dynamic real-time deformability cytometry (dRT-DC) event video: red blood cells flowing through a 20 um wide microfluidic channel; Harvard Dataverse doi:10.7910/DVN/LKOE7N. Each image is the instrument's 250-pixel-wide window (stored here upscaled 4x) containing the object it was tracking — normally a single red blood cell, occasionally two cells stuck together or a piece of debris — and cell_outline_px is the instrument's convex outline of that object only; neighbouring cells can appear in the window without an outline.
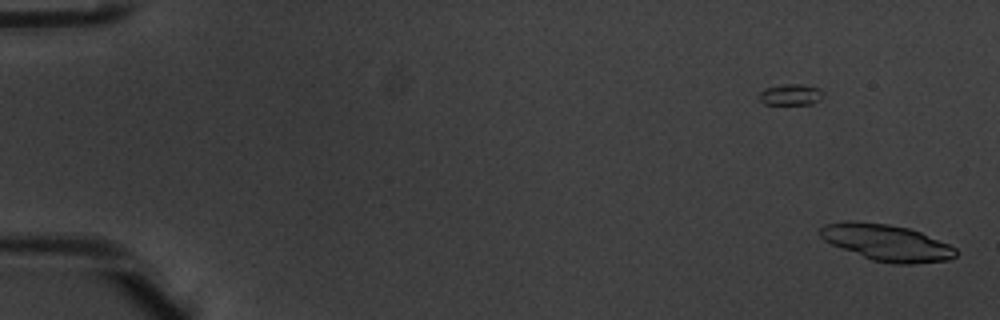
{"species": "common noctule bat (a hibernating species)", "species_latin": "Nyctalus noctula", "temperature_condition": "warm", "stored_images_in_passage": 31, "camera_frame_rate_fps": 3000, "um_per_image_px": 0.085, "animal": {"sex": "male", "body_mass_g": 20.1, "forearm_length_mm": 53.5}, "frame": {"image": 1, "passage_image": 1, "time_ms": 0.0, "image_size_px": [1000, 320], "cell_outline_px": [[956, 256], [948, 260], [912, 264], [892, 264], [872, 260], [832, 244], [824, 240], [820, 236], [820, 228], [824, 224], [848, 220], [852, 220], [888, 224], [908, 228], [920, 232], [948, 244], [956, 248]], "centroid_in_image_um": [75.35, 20.62], "position_along_channel_um": 9.6, "area_um2": 28.67}}